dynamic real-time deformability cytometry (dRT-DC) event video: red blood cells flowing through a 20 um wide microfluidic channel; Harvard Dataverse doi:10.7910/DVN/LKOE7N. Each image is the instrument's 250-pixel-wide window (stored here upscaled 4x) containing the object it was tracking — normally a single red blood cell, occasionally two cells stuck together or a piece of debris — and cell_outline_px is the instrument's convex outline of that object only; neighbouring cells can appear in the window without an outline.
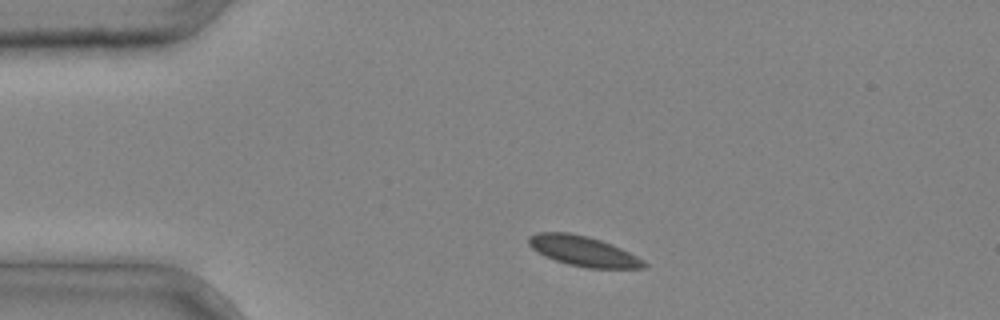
{"species": "common noctule bat (a hibernating species)", "species_latin": "Nyctalus noctula", "temperature_condition": "cold", "stored_images_in_passage": 2, "camera_frame_rate_fps": 3000, "um_per_image_px": 0.085, "animal": {"sex": "male", "body_mass_g": 20.4}, "frame": {"image": 1, "passage_image": 1, "time_ms": 0.0, "image_size_px": [1000, 320], "cell_outline_px": [[648, 264], [644, 268], [588, 268], [568, 264], [544, 256], [532, 248], [528, 244], [528, 236], [536, 232], [568, 232], [588, 236], [612, 244], [644, 260]], "centroid_in_image_um": [49.55, 21.33], "position_along_channel_um": 35.4, "area_um2": 20.17}}